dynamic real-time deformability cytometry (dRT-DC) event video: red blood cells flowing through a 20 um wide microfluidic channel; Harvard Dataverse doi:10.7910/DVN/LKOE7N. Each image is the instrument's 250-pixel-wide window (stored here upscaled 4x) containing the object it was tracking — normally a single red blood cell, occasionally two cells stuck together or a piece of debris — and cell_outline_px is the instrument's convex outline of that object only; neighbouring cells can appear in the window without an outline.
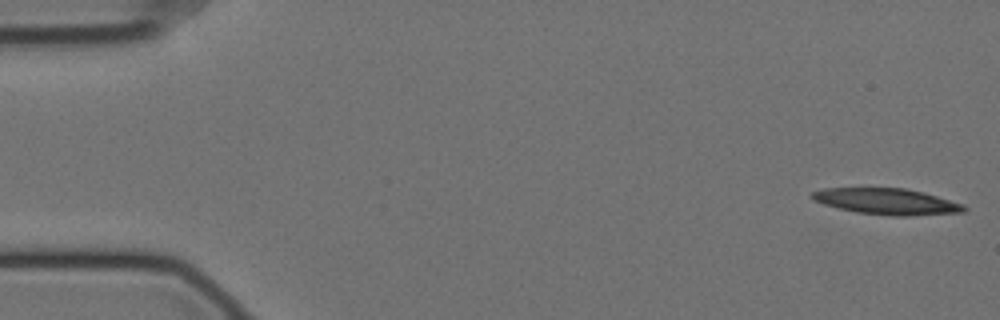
{"species": "Egyptian fruit bat (a non-hibernating species)", "species_latin": "Rousettus aegyptiacus", "temperature_condition": "cold", "stored_images_in_passage": 9, "camera_frame_rate_fps": 3000, "um_per_image_px": 0.085, "animal": {"sex": "female"}, "frame": {"image": 1, "passage_image": 1, "time_ms": 0.0, "image_size_px": [1000, 320], "cell_outline_px": [[968, 208], [964, 212], [908, 216], [892, 216], [856, 212], [824, 204], [812, 200], [808, 196], [812, 192], [824, 188], [904, 188], [924, 192], [964, 204]], "centroid_in_image_um": [75.38, 17.12], "position_along_channel_um": 9.6, "area_um2": 23.24}}